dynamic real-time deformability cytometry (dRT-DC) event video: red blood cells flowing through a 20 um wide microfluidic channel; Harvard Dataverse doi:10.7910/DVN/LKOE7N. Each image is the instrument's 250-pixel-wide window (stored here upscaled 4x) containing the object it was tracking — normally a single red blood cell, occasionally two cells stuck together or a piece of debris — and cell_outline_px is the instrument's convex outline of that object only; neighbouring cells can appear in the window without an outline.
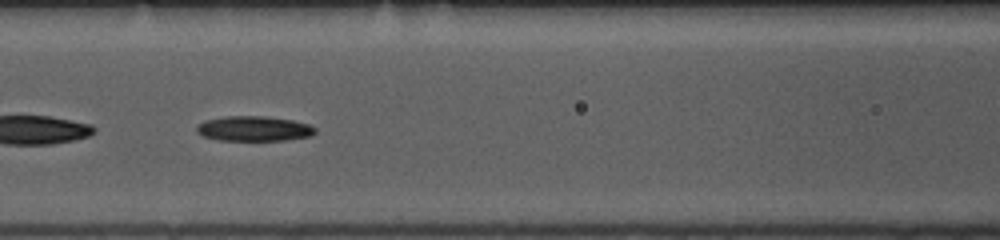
{"species": "common noctule bat (a hibernating species)", "species_latin": "Nyctalus noctula", "temperature_condition": "room temperature", "stored_images_in_passage": 53, "segment_of_instrument_passage": [2, 2], "camera_frame_rate_fps": 3000, "um_per_image_px": 0.085, "animal": {"sex": "female", "body_mass_g": 10.0, "forearm_length_mm": 53.1}, "frame": {"image": 1, "passage_image": 23, "time_ms": 7.333, "image_size_px": [1000, 240], "cell_outline_px": [[316, 132], [312, 136], [284, 140], [220, 140], [204, 136], [196, 132], [196, 128], [204, 120], [224, 116], [264, 116], [292, 120], [308, 124], [316, 128]], "centroid_in_image_um": [21.59, 10.93], "position_along_channel_um": 145.0, "area_um2": 17.22}}
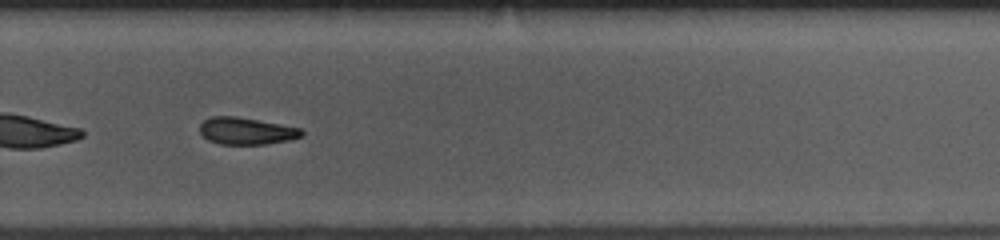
{"frame": {"image": 2, "passage_image": 36, "time_ms": 11.667, "image_size_px": [1000, 240], "cell_outline_px": [[304, 136], [288, 140], [264, 144], [220, 144], [208, 140], [200, 132], [200, 124], [204, 120], [212, 116], [236, 116], [300, 128], [304, 132]], "centroid_in_image_um": [20.93, 11.13], "position_along_channel_um": 308.9, "area_um2": 15.9}}